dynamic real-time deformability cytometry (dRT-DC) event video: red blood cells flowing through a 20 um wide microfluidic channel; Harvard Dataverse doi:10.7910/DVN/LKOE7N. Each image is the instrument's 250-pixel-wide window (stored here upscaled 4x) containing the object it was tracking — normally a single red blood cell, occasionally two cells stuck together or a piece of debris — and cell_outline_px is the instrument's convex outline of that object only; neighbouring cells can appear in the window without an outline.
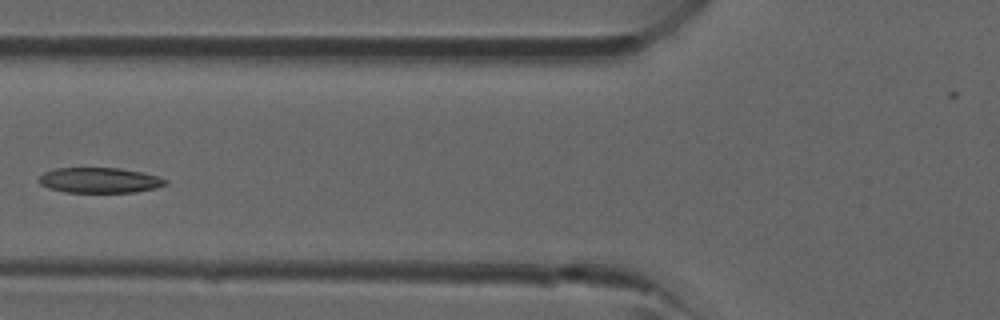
{"species": "common noctule bat (a hibernating species)", "species_latin": "Nyctalus noctula", "temperature_condition": "room temperature", "stored_images_in_passage": 5, "camera_frame_rate_fps": 3000, "um_per_image_px": 0.085, "animal": {"sex": "male", "forearm_length_mm": 52.5}, "frame": {"image": 1, "passage_image": 5, "time_ms": 4.667, "image_size_px": [1000, 320], "cell_outline_px": [[168, 184], [156, 188], [136, 192], [64, 192], [48, 188], [40, 184], [36, 180], [44, 172], [52, 168], [120, 168], [160, 176], [168, 180]], "centroid_in_image_um": [8.46, 15.32], "position_along_channel_um": 117.3, "area_um2": 18.9}}